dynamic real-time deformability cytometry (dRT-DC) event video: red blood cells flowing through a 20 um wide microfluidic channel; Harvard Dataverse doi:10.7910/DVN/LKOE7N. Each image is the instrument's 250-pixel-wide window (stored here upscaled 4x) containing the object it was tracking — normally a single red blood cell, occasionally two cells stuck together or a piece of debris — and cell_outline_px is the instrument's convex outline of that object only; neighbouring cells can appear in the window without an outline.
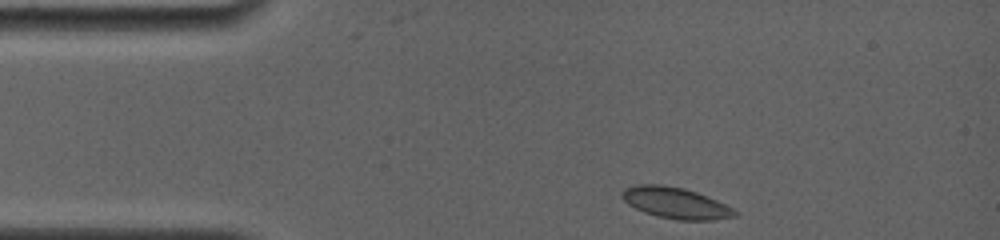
{"species": "common noctule bat (a hibernating species)", "species_latin": "Nyctalus noctula", "temperature_condition": "room temperature", "stored_images_in_passage": 16, "camera_frame_rate_fps": 4000, "um_per_image_px": 0.085, "animal": {"sex": "female", "body_mass_g": 19.0, "forearm_length_mm": 56.7}, "frame": {"image": 1, "passage_image": 1, "time_ms": 0.0, "image_size_px": [1000, 240], "cell_outline_px": [[740, 212], [736, 216], [712, 220], [676, 220], [656, 216], [644, 212], [628, 204], [620, 196], [620, 192], [624, 188], [636, 184], [660, 184], [684, 188], [708, 196]], "centroid_in_image_um": [57.4, 17.25], "position_along_channel_um": 27.6, "area_um2": 20.63}}
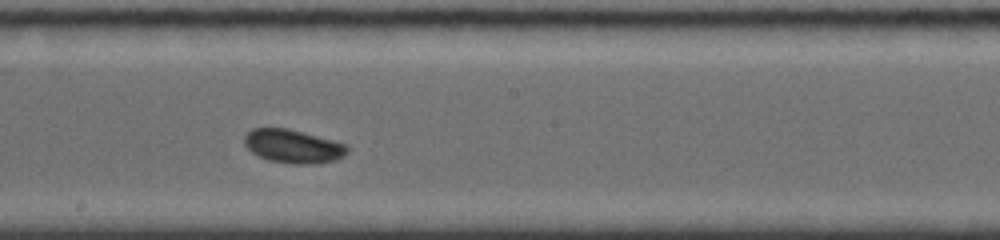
{"frame": {"image": 2, "passage_image": 10, "time_ms": 6.5, "image_size_px": [1000, 240], "cell_outline_px": [[348, 152], [344, 156], [336, 160], [316, 164], [292, 164], [268, 160], [252, 152], [244, 144], [244, 136], [252, 128], [288, 128], [348, 144]], "centroid_in_image_um": [24.94, 12.44], "position_along_channel_um": 223.3, "area_um2": 20.23}}
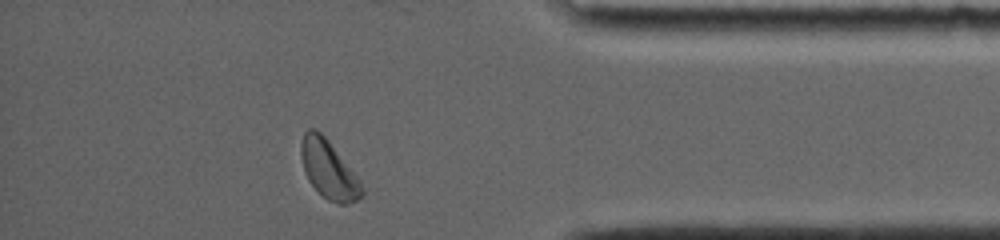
{"frame": {"image": 3, "passage_image": 16, "time_ms": 11.75, "image_size_px": [1000, 240], "cell_outline_px": [[364, 196], [356, 200], [344, 204], [340, 204], [328, 200], [308, 180], [304, 172], [300, 156], [300, 144], [304, 132], [308, 128], [316, 128], [328, 140], [356, 176], [364, 188]], "centroid_in_image_um": [27.91, 14.39], "position_along_channel_um": 407.3, "area_um2": 20.4}, "authors_computed_cell_mechanics": {"area_um2": 19.8254, "velocity_mm_per_s": 3.7566, "shape_relaxation_time_tau1_ms": 1.6205, "shape_relaxation_time_tau2_ms": 8.3882, "deformation_change_tau1": 0.0619, "deformation_change_tau2": 0.1754}}